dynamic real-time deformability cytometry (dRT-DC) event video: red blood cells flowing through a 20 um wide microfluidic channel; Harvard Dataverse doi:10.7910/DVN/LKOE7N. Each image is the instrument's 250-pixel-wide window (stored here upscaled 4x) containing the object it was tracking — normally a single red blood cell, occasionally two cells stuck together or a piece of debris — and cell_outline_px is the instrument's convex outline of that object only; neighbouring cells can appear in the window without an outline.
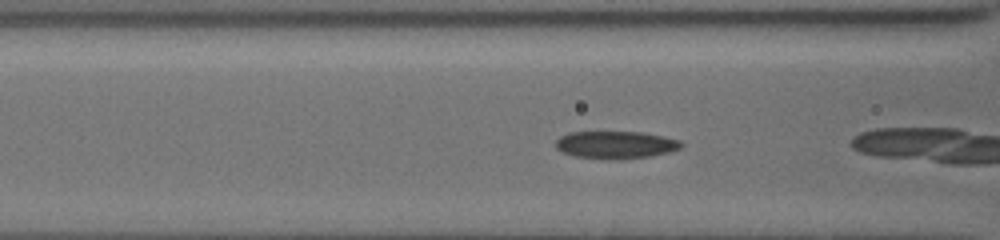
{"species": "common noctule bat (a hibernating species)", "species_latin": "Nyctalus noctula", "temperature_condition": "cold", "stored_images_in_passage": 4, "camera_frame_rate_fps": 3000, "um_per_image_px": 0.085, "animal": {"sex": "female", "body_mass_g": 19.5, "forearm_length_mm": 54.1}, "frame": {"image": 1, "passage_image": 3, "time_ms": 0.667, "image_size_px": [1000, 240], "cell_outline_px": [[684, 144], [680, 148], [668, 152], [652, 156], [620, 160], [600, 160], [572, 156], [556, 148], [556, 140], [560, 136], [568, 132], [640, 132], [664, 136], [680, 140]], "centroid_in_image_um": [52.32, 12.33], "position_along_channel_um": 114.3, "area_um2": 20.52}}